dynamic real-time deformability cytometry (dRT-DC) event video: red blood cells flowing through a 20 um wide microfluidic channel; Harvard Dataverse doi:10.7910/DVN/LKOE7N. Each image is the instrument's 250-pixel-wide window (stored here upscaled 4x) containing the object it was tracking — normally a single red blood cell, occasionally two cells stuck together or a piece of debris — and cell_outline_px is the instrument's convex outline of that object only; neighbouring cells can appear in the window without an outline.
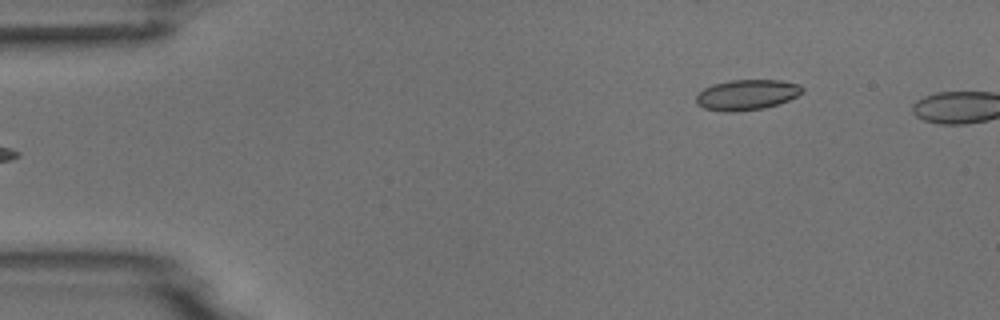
{"species": "common noctule bat (a hibernating species)", "species_latin": "Nyctalus noctula", "temperature_condition": "room temperature", "stored_images_in_passage": 5, "camera_frame_rate_fps": 3000, "um_per_image_px": 0.085, "animal": {"sex": "male", "body_mass_g": 18.8}, "frame": {"image": 1, "passage_image": 5, "time_ms": 4.667, "image_size_px": [1000, 320], "cell_outline_px": [[804, 92], [788, 100], [764, 108], [736, 112], [728, 112], [704, 108], [696, 104], [696, 96], [704, 88], [712, 84], [728, 80], [780, 80], [800, 84], [804, 88]], "centroid_in_image_um": [63.48, 8.05], "position_along_channel_um": 21.5, "area_um2": 18.9}}